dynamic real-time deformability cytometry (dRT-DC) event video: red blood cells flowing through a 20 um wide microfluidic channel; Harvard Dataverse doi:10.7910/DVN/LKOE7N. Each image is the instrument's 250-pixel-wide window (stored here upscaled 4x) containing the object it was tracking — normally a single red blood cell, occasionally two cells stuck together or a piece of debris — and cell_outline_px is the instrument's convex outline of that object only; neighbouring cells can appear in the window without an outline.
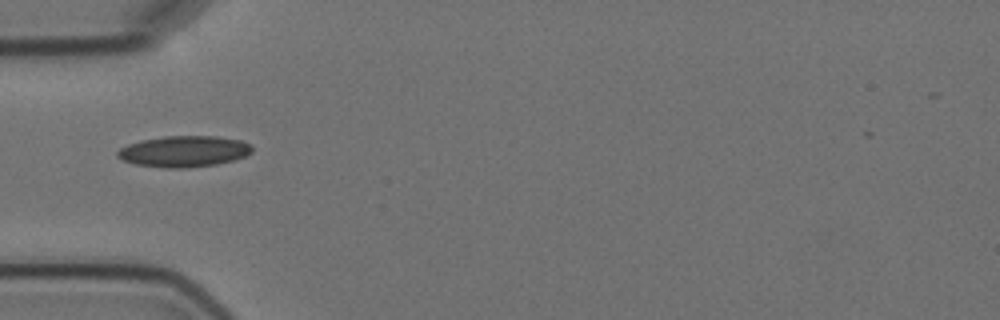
{"species": "Egyptian fruit bat (a non-hibernating species)", "species_latin": "Rousettus aegyptiacus", "temperature_condition": "cold", "stored_images_in_passage": 6, "camera_frame_rate_fps": 3000, "um_per_image_px": 0.085, "animal": {"sex": "female"}, "frame": {"image": 1, "passage_image": 5, "time_ms": 5.333, "image_size_px": [1000, 320], "cell_outline_px": [[252, 152], [244, 156], [232, 160], [216, 164], [184, 168], [164, 168], [136, 164], [124, 160], [116, 156], [116, 152], [120, 148], [128, 144], [140, 140], [164, 136], [216, 136], [240, 140], [252, 144]], "centroid_in_image_um": [15.62, 12.86], "position_along_channel_um": 69.4, "area_um2": 24.39}}
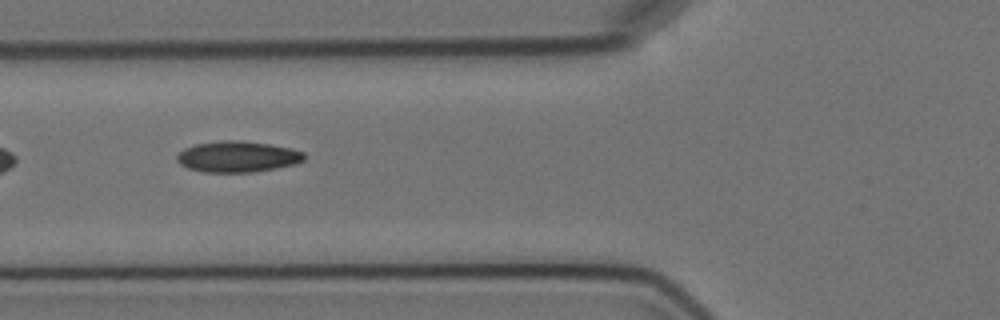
{"frame": {"image": 2, "passage_image": 6, "time_ms": 6.333, "image_size_px": [1000, 320], "cell_outline_px": [[304, 160], [296, 164], [276, 168], [252, 172], [204, 172], [188, 168], [180, 164], [176, 160], [176, 156], [184, 148], [196, 144], [220, 140], [240, 140], [268, 144], [292, 148], [304, 152]], "centroid_in_image_um": [20.19, 13.31], "position_along_channel_um": 105.6, "area_um2": 23.06}}